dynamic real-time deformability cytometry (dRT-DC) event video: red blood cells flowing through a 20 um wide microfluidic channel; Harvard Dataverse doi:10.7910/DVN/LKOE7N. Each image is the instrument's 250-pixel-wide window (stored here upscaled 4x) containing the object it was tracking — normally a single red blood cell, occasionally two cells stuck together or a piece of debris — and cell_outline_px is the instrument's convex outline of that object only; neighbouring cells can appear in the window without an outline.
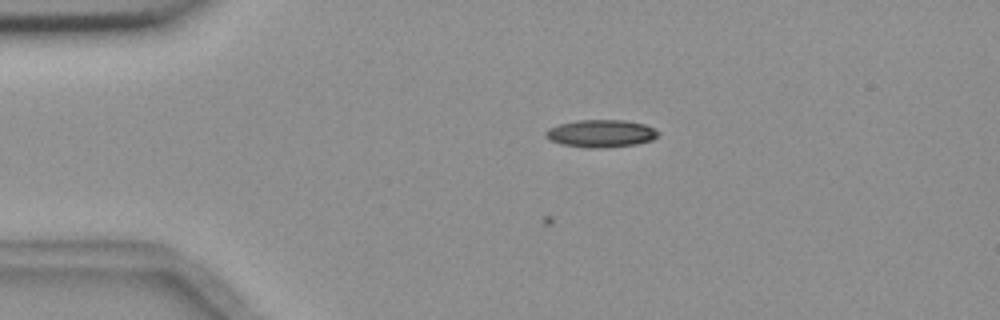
{"species": "common noctule bat (a hibernating species)", "species_latin": "Nyctalus noctula", "temperature_condition": "room temperature", "stored_images_in_passage": 6, "camera_frame_rate_fps": 3000, "um_per_image_px": 0.085, "animal": {"sex": "female", "body_mass_g": 18.4}, "frame": {"image": 1, "passage_image": 3, "time_ms": 2.333, "image_size_px": [1000, 320], "cell_outline_px": [[656, 136], [652, 140], [636, 144], [604, 148], [588, 148], [560, 144], [544, 136], [544, 132], [548, 128], [560, 124], [576, 120], [624, 120], [644, 124], [652, 128], [656, 132]], "centroid_in_image_um": [51.02, 11.35], "position_along_channel_um": 34.0, "area_um2": 17.92}}